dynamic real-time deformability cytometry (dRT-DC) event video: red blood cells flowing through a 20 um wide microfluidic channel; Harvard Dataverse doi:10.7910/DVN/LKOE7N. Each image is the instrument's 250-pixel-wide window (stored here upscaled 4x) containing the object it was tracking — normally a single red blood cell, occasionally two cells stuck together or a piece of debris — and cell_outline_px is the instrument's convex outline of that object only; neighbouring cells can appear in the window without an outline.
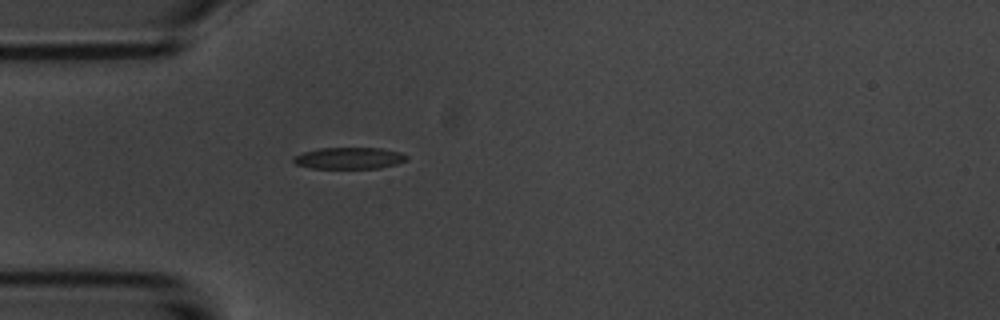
{"species": "common noctule bat (a hibernating species)", "species_latin": "Nyctalus noctula", "temperature_condition": "room temperature", "stored_images_in_passage": 1, "camera_frame_rate_fps": 3000, "um_per_image_px": 0.085, "animal": {"sex": "male", "body_mass_g": 20.1, "forearm_length_mm": 53.5}, "frame": {"image": 1, "passage_image": 1, "time_ms": 0.0, "image_size_px": [1000, 320], "cell_outline_px": [[408, 160], [396, 164], [380, 168], [312, 168], [296, 164], [292, 160], [292, 156], [304, 152], [320, 148], [380, 148], [400, 152], [408, 156]], "centroid_in_image_um": [29.69, 13.44], "position_along_channel_um": 55.3, "area_um2": 14.22}}